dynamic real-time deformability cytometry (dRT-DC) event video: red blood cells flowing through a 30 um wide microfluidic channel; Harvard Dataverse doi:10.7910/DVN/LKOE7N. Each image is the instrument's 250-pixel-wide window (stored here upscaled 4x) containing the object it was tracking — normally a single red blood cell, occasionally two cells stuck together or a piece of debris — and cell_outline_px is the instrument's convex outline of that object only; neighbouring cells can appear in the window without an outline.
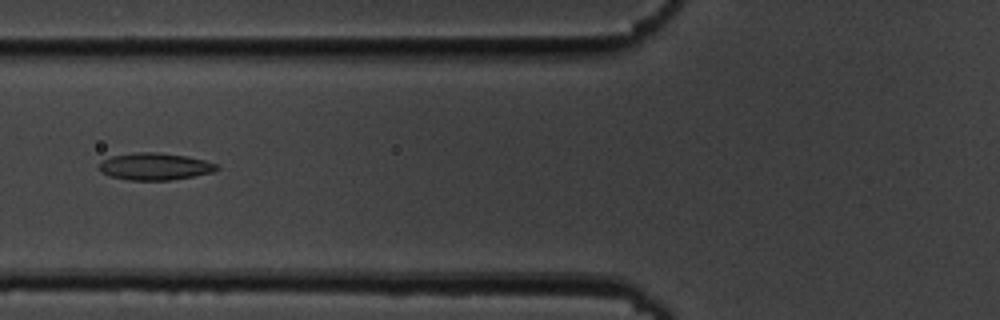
{"species": "common noctule bat (a hibernating species)", "species_latin": "Nyctalus noctula", "temperature_condition": "cold", "stored_images_in_passage": 53, "camera_frame_rate_fps": 3000, "um_per_image_px": 0.085, "animal": {"sex": "male", "body_mass_g": 19.5, "forearm_length_mm": 54.6}, "frame": {"image": 1, "passage_image": 19, "time_ms": 6.0, "image_size_px": [1000, 320], "cell_outline_px": [[220, 168], [212, 172], [172, 180], [128, 180], [108, 176], [100, 172], [100, 164], [104, 160], [112, 156], [140, 152], [156, 152], [188, 156], [204, 160], [216, 164]], "centroid_in_image_um": [13.16, 14.15], "position_along_channel_um": 112.6, "area_um2": 18.44}}
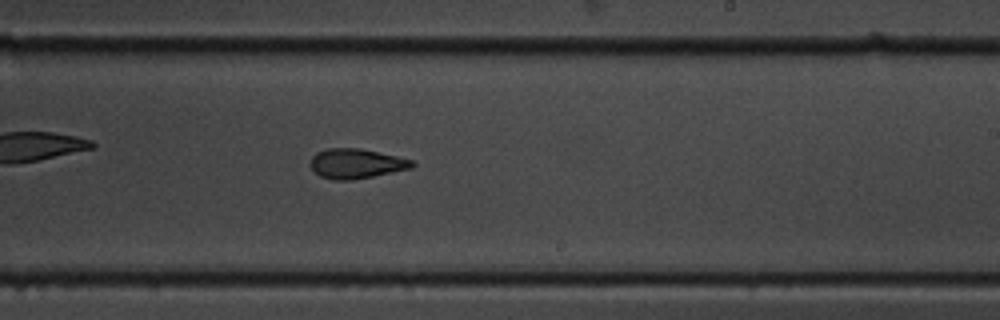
{"frame": {"image": 2, "passage_image": 31, "time_ms": 10.0, "image_size_px": [1000, 320], "cell_outline_px": [[416, 164], [412, 168], [352, 180], [336, 180], [320, 176], [308, 164], [312, 156], [316, 152], [328, 148], [360, 148], [396, 156], [412, 160]], "centroid_in_image_um": [30.25, 13.9], "position_along_channel_um": 258.7, "area_um2": 17.57}}
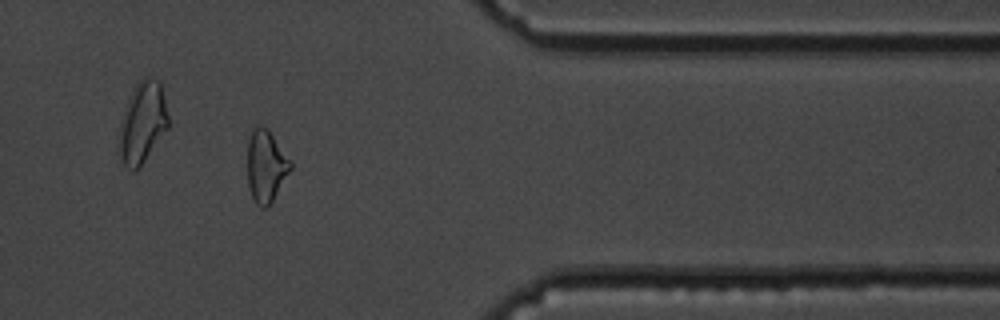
{"frame": {"image": 3, "passage_image": 43, "time_ms": 14.0, "image_size_px": [1000, 320], "cell_outline_px": [[292, 168], [272, 200], [264, 208], [260, 208], [256, 204], [252, 196], [248, 184], [248, 140], [256, 124], [268, 128], [292, 164]], "centroid_in_image_um": [22.59, 14.1], "position_along_channel_um": 388.8, "area_um2": 17.74}, "authors_computed_cell_mechanics": {"area_um2": 18.2648, "velocity_mm_per_s": 3.6565, "shape_relaxation_time_tau1_ms": 4.0589, "shape_relaxation_time_tau2_ms": 4.1269, "deformation_change_tau1": 0.1442, "deformation_change_tau2": 0.1234}}